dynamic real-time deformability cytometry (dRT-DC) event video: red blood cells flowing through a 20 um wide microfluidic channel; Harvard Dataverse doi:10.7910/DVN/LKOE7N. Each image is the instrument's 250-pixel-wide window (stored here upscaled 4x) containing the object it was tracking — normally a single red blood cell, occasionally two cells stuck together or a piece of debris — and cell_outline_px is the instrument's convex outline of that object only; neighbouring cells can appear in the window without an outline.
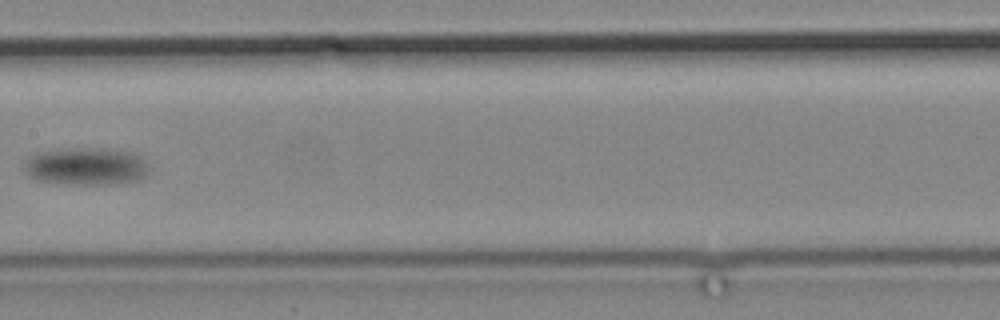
{"species": "common noctule bat (a hibernating species)", "species_latin": "Nyctalus noctula", "temperature_condition": "cold", "stored_images_in_passage": 18, "camera_frame_rate_fps": 3000, "um_per_image_px": 0.085, "animal": {"sex": "male", "body_mass_g": 19.2, "forearm_length_mm": 51.8}, "frame": {"image": 1, "passage_image": 16, "time_ms": 18.333, "image_size_px": [1000, 320], "cell_outline_px": [[148, 172], [144, 176], [136, 180], [108, 184], [68, 184], [36, 180], [28, 176], [24, 168], [24, 160], [28, 156], [36, 152], [76, 148], [96, 148], [136, 152], [148, 164]], "centroid_in_image_um": [7.28, 14.13], "position_along_channel_um": 200.1, "area_um2": 27.4}}
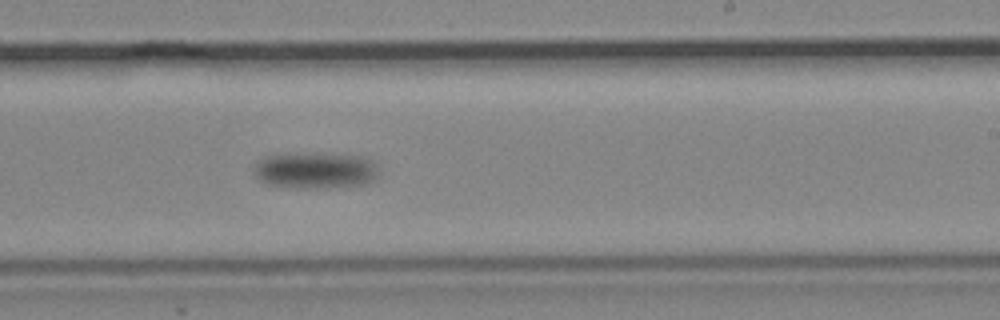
{"frame": {"image": 2, "passage_image": 18, "time_ms": 20.667, "image_size_px": [1000, 320], "cell_outline_px": [[380, 176], [376, 180], [364, 184], [328, 188], [296, 188], [268, 184], [260, 180], [256, 176], [256, 164], [264, 156], [276, 152], [304, 152], [364, 156], [372, 160], [376, 164]], "centroid_in_image_um": [26.84, 14.45], "position_along_channel_um": 262.2, "area_um2": 27.22}}